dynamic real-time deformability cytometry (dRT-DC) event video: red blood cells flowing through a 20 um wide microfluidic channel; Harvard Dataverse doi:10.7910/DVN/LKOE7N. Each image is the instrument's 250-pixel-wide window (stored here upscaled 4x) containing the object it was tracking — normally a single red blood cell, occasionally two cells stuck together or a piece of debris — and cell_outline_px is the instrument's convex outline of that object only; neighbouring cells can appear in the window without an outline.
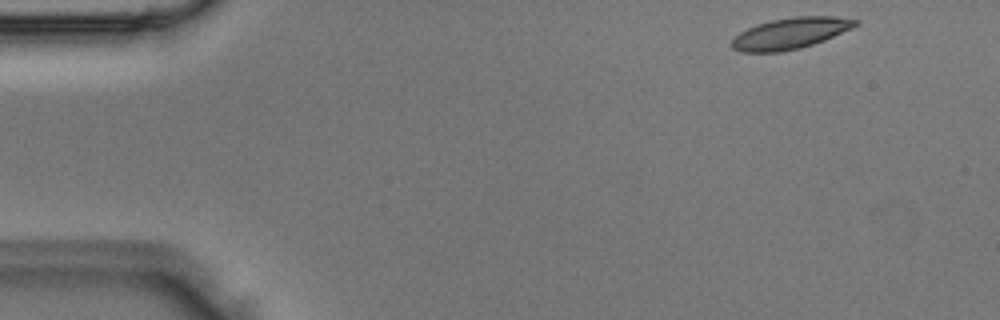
{"species": "Egyptian fruit bat (a non-hibernating species)", "species_latin": "Rousettus aegyptiacus", "temperature_condition": "room temperature", "stored_images_in_passage": 5, "camera_frame_rate_fps": 3000, "um_per_image_px": 0.085, "animal": {"sex": "male"}, "frame": {"image": 1, "passage_image": 1, "time_ms": 0.0, "image_size_px": [1000, 320], "cell_outline_px": [[860, 24], [852, 28], [824, 40], [800, 48], [780, 52], [740, 52], [732, 48], [728, 44], [740, 32], [756, 24], [772, 20], [796, 16], [836, 16], [860, 20]], "centroid_in_image_um": [67.18, 2.83], "position_along_channel_um": 17.8, "area_um2": 22.54}}
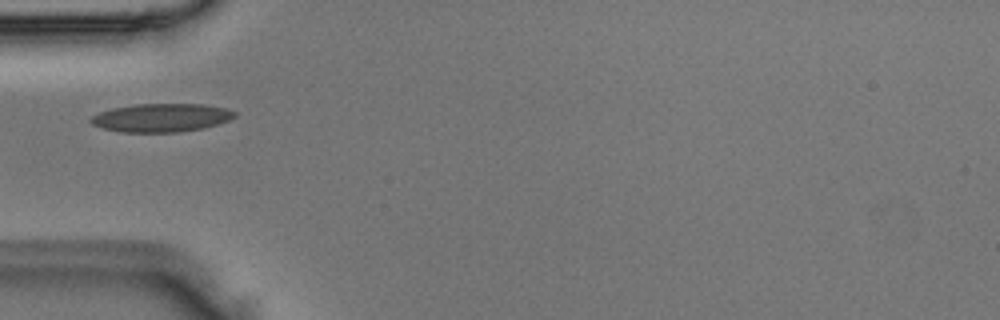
{"frame": {"image": 2, "passage_image": 4, "time_ms": 1.0, "image_size_px": [1000, 320], "cell_outline_px": [[236, 116], [228, 120], [204, 128], [180, 132], [120, 132], [104, 128], [92, 124], [88, 120], [92, 116], [100, 112], [112, 108], [136, 104], [204, 104], [224, 108], [236, 112]], "centroid_in_image_um": [13.7, 10.0], "position_along_channel_um": 71.3, "area_um2": 23.7}}
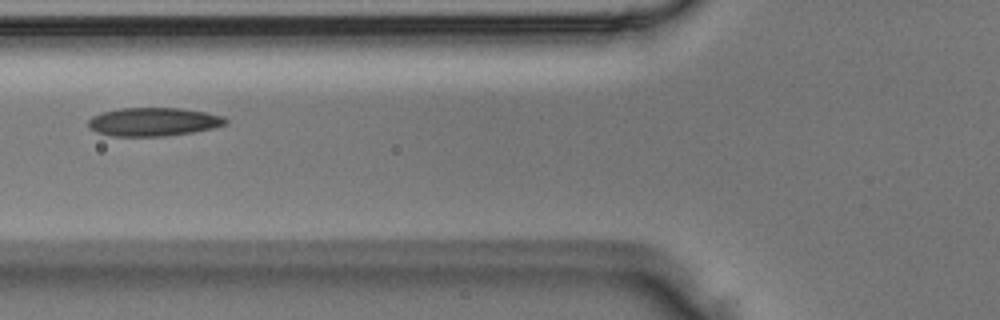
{"frame": {"image": 3, "passage_image": 5, "time_ms": 1.333, "image_size_px": [1000, 320], "cell_outline_px": [[228, 124], [212, 128], [192, 132], [164, 136], [112, 136], [96, 132], [88, 128], [88, 120], [92, 116], [100, 112], [120, 108], [180, 108], [208, 112], [224, 116], [228, 120]], "centroid_in_image_um": [13.04, 10.35], "position_along_channel_um": 112.8, "area_um2": 23.0}}